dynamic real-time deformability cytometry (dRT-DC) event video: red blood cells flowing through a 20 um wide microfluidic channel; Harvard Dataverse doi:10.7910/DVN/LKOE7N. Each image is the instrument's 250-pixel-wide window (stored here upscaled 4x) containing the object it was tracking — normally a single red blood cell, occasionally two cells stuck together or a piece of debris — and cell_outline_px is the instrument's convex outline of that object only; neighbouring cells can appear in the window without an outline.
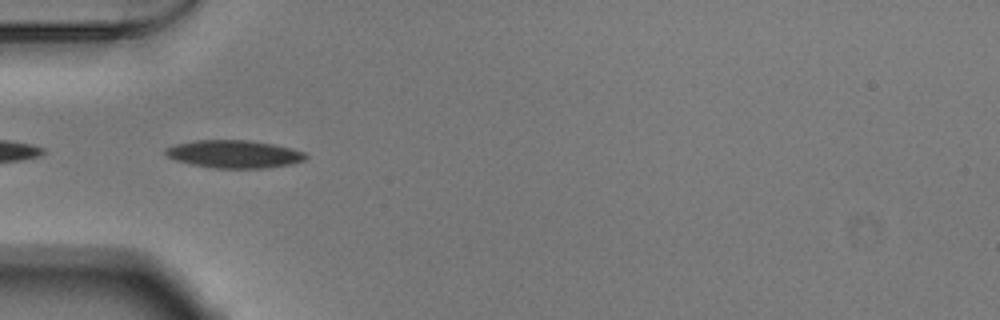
{"species": "Egyptian fruit bat (a non-hibernating species)", "species_latin": "Rousettus aegyptiacus", "temperature_condition": "warm", "stored_images_in_passage": 13, "camera_frame_rate_fps": 3000, "um_per_image_px": 0.085, "animal": {"sex": "male"}, "frame": {"image": 1, "passage_image": 1, "time_ms": 0.0, "image_size_px": [1000, 320], "cell_outline_px": [[308, 156], [304, 160], [292, 164], [264, 168], [216, 168], [192, 164], [176, 160], [168, 156], [164, 152], [164, 148], [176, 144], [196, 140], [248, 140], [272, 144], [292, 148], [304, 152]], "centroid_in_image_um": [19.91, 13.09], "position_along_channel_um": 65.1, "area_um2": 22.6}}
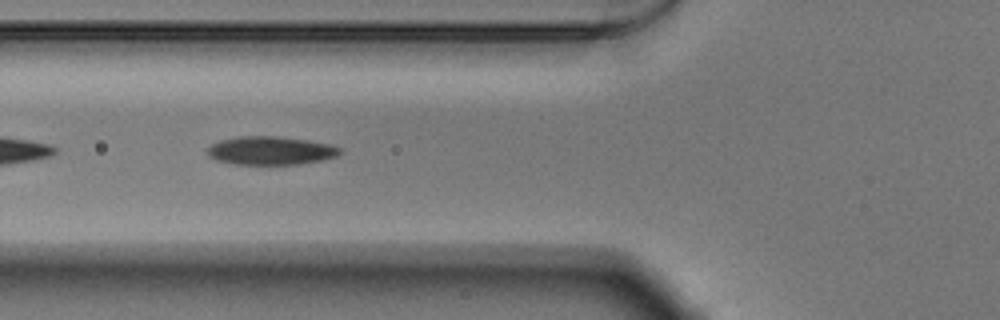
{"frame": {"image": 2, "passage_image": 4, "time_ms": 1.0, "image_size_px": [1000, 320], "cell_outline_px": [[340, 152], [336, 156], [320, 160], [296, 164], [236, 164], [216, 160], [208, 156], [208, 148], [212, 144], [220, 140], [240, 136], [276, 136], [308, 140], [332, 144], [340, 148]], "centroid_in_image_um": [22.99, 12.79], "position_along_channel_um": 102.8, "area_um2": 21.73}}
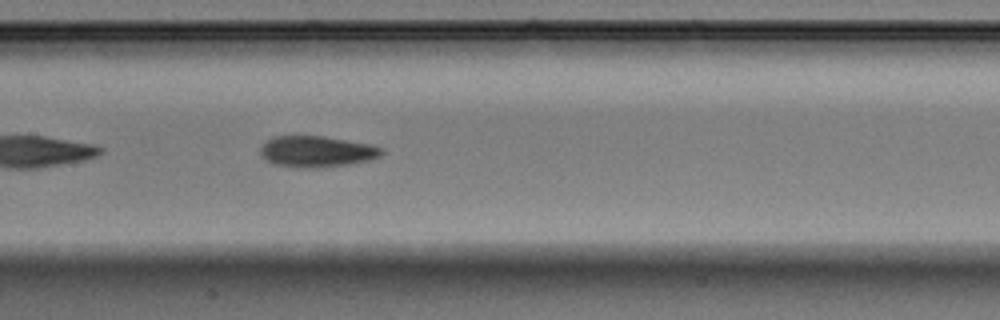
{"frame": {"image": 3, "passage_image": 10, "time_ms": 3.0, "image_size_px": [1000, 320], "cell_outline_px": [[384, 152], [380, 156], [368, 160], [348, 164], [316, 168], [300, 168], [276, 164], [260, 156], [260, 148], [272, 136], [324, 136], [368, 144], [384, 148]], "centroid_in_image_um": [26.91, 12.88], "position_along_channel_um": 180.5, "area_um2": 21.85}}